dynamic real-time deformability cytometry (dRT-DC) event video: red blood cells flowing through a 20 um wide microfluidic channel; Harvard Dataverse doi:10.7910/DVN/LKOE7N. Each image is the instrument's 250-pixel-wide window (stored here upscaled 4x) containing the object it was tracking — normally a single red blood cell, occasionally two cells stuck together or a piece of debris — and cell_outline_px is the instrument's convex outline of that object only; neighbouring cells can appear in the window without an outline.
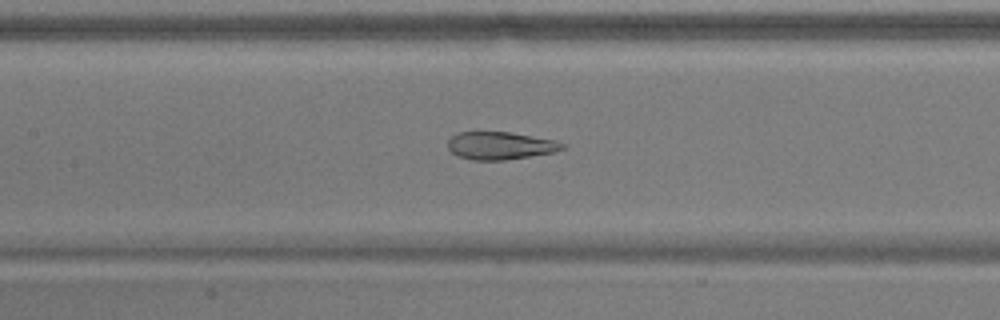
{"species": "common noctule bat (a hibernating species)", "species_latin": "Nyctalus noctula", "temperature_condition": "warm", "stored_images_in_passage": 41, "camera_frame_rate_fps": 3000, "um_per_image_px": 0.085, "animal": {"sex": "male", "body_mass_g": 17.9}, "frame": {"image": 1, "passage_image": 19, "time_ms": 6.0, "image_size_px": [1000, 320], "cell_outline_px": [[568, 148], [552, 152], [504, 160], [472, 160], [456, 156], [448, 148], [448, 140], [452, 136], [460, 132], [508, 132], [552, 140], [568, 144]], "centroid_in_image_um": [42.51, 12.39], "position_along_channel_um": 164.9, "area_um2": 18.32}}
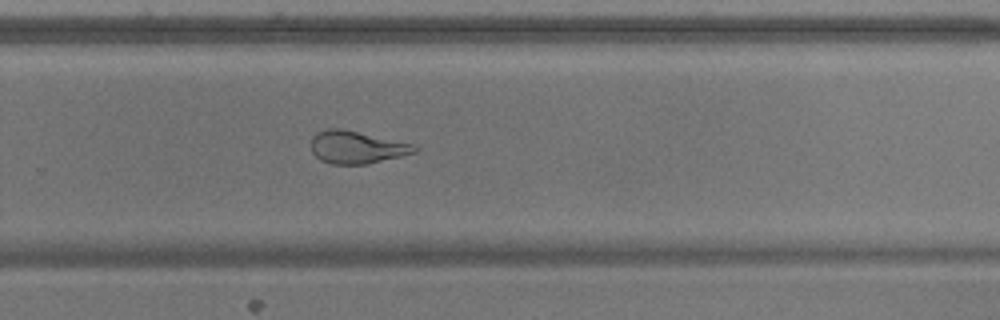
{"frame": {"image": 2, "passage_image": 30, "time_ms": 9.667, "image_size_px": [1000, 320], "cell_outline_px": [[420, 148], [416, 152], [400, 156], [364, 164], [332, 164], [320, 160], [312, 152], [312, 136], [316, 132], [328, 128], [340, 128], [412, 144]], "centroid_in_image_um": [30.28, 12.51], "position_along_channel_um": 299.5, "area_um2": 19.31}}
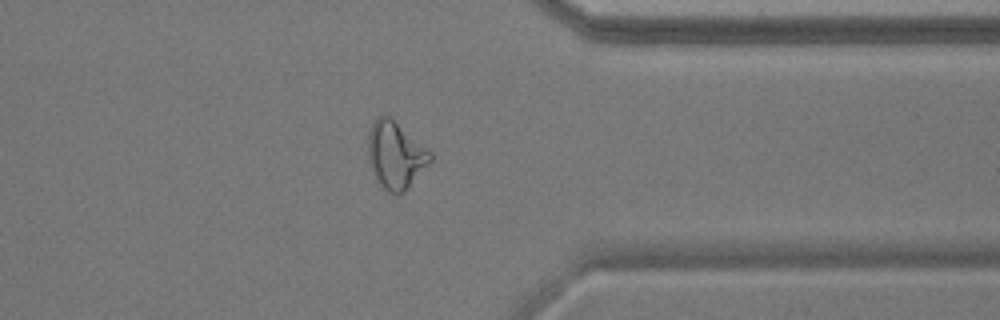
{"frame": {"image": 3, "passage_image": 37, "time_ms": 12.0, "image_size_px": [1000, 320], "cell_outline_px": [[432, 160], [404, 192], [396, 196], [388, 192], [380, 184], [372, 168], [368, 152], [368, 132], [372, 120], [380, 116], [392, 116], [432, 152]], "centroid_in_image_um": [33.64, 13.14], "position_along_channel_um": 377.8, "area_um2": 24.45}, "authors_computed_cell_mechanics": {"area_um2": 21.0392, "velocity_mm_per_s": 3.6862, "shape_relaxation_time_tau1_ms": null, "shape_relaxation_time_tau2_ms": 1.6606, "deformation_change_tau1": null, "deformation_change_tau2": 0.0683}}